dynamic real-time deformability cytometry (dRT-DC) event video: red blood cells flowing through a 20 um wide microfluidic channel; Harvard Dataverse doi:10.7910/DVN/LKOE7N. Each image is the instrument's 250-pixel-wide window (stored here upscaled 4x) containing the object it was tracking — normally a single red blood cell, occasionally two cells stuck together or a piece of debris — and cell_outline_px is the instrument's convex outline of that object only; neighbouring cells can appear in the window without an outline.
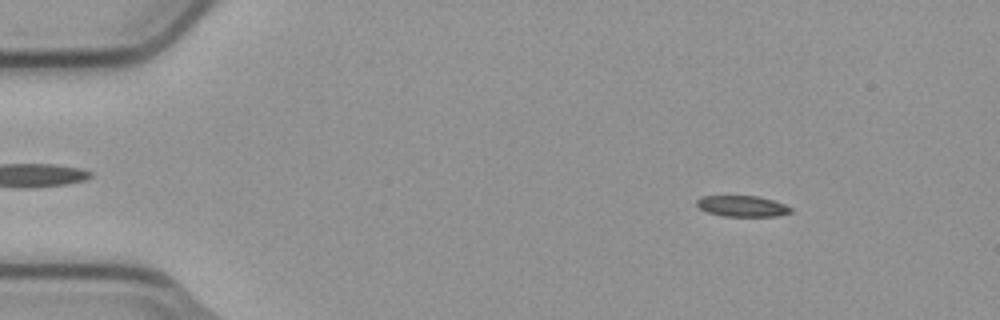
{"species": "common noctule bat (a hibernating species)", "species_latin": "Nyctalus noctula", "temperature_condition": "cold", "stored_images_in_passage": 54, "camera_frame_rate_fps": 3000, "um_per_image_px": 0.085, "animal": {"sex": "male", "body_mass_g": 23.1, "forearm_length_mm": 52.7}, "frame": {"image": 1, "passage_image": 7, "time_ms": 2.0, "image_size_px": [1000, 320], "cell_outline_px": [[792, 212], [776, 216], [724, 216], [708, 212], [700, 208], [696, 204], [696, 200], [700, 196], [756, 196], [772, 200], [784, 204], [792, 208]], "centroid_in_image_um": [63.08, 17.52], "position_along_channel_um": 21.9, "area_um2": 11.39}}
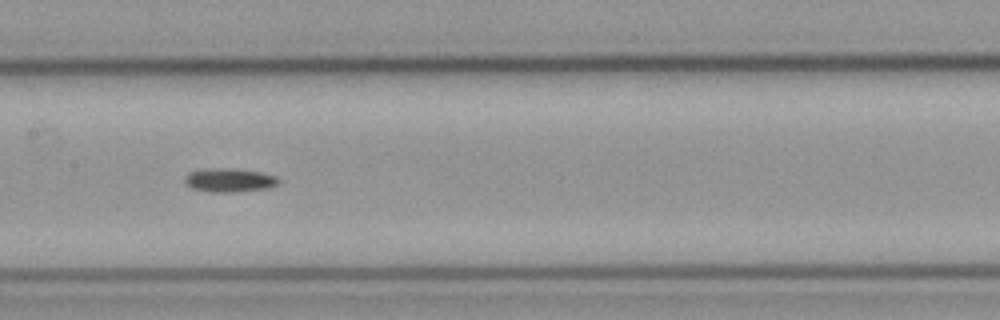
{"frame": {"image": 2, "passage_image": 27, "time_ms": 8.667, "image_size_px": [1000, 320], "cell_outline_px": [[280, 180], [276, 184], [268, 188], [232, 192], [212, 192], [192, 188], [184, 180], [184, 176], [188, 172], [204, 168], [236, 168], [260, 172], [276, 176]], "centroid_in_image_um": [19.47, 15.29], "position_along_channel_um": 187.9, "area_um2": 13.01}}
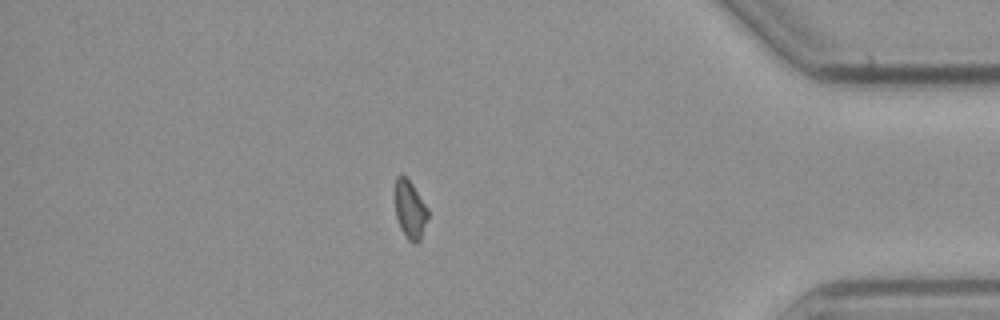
{"frame": {"image": 3, "passage_image": 47, "time_ms": 15.333, "image_size_px": [1000, 320], "cell_outline_px": [[428, 216], [420, 240], [416, 244], [412, 244], [408, 240], [400, 228], [396, 216], [396, 176], [400, 172], [412, 184], [428, 208]], "centroid_in_image_um": [34.86, 17.84], "position_along_channel_um": 400.3, "area_um2": 11.04}}